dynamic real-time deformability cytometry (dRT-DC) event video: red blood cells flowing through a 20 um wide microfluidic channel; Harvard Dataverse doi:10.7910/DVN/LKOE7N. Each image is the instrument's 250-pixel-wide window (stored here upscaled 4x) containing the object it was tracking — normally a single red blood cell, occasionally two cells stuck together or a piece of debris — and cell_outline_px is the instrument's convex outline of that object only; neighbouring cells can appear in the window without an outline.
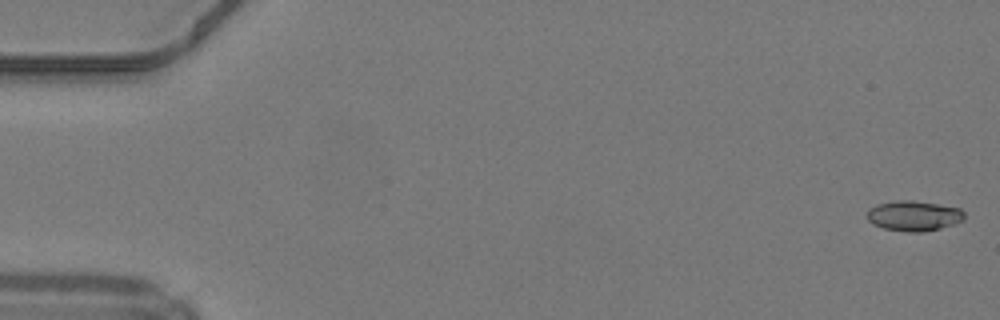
{"species": "common noctule bat (a hibernating species)", "species_latin": "Nyctalus noctula", "temperature_condition": "warm", "stored_images_in_passage": 22, "camera_frame_rate_fps": 3000, "um_per_image_px": 0.085, "animal": {"sex": "male", "body_mass_g": 19.2, "forearm_length_mm": 51.8}, "frame": {"image": 1, "passage_image": 1, "time_ms": 0.0, "image_size_px": [1000, 320], "cell_outline_px": [[964, 220], [940, 228], [924, 232], [908, 232], [884, 228], [872, 224], [868, 220], [868, 208], [876, 204], [896, 200], [912, 200], [960, 208], [964, 212]], "centroid_in_image_um": [77.65, 18.34], "position_along_channel_um": 7.4, "area_um2": 17.11}}
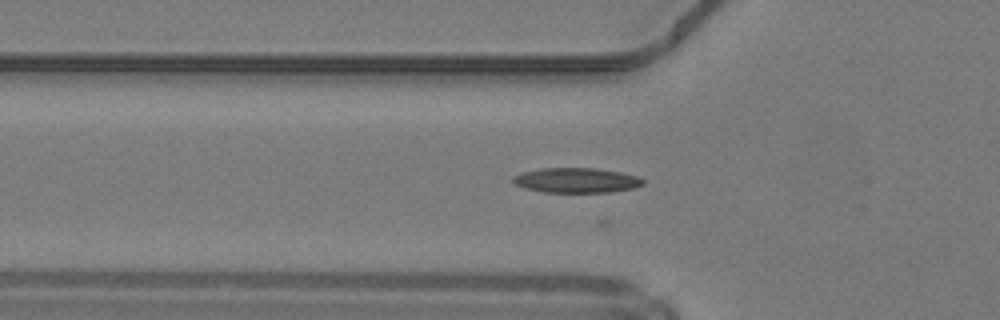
{"frame": {"image": 2, "passage_image": 17, "time_ms": 5.333, "image_size_px": [1000, 320], "cell_outline_px": [[644, 184], [636, 188], [612, 192], [544, 192], [524, 188], [516, 184], [512, 180], [512, 176], [524, 172], [540, 168], [596, 168], [620, 172], [640, 176], [644, 180]], "centroid_in_image_um": [49.04, 15.32], "position_along_channel_um": 76.8, "area_um2": 19.02}}
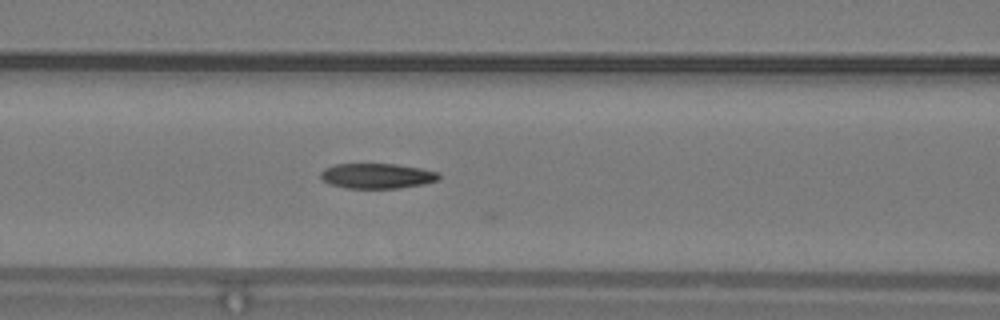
{"frame": {"image": 3, "passage_image": 21, "time_ms": 6.667, "image_size_px": [1000, 320], "cell_outline_px": [[440, 180], [424, 184], [400, 188], [344, 188], [332, 184], [324, 180], [320, 176], [320, 172], [324, 168], [336, 164], [396, 164], [420, 168], [436, 172], [440, 176]], "centroid_in_image_um": [32.06, 14.95], "position_along_channel_um": 134.5, "area_um2": 17.28}}